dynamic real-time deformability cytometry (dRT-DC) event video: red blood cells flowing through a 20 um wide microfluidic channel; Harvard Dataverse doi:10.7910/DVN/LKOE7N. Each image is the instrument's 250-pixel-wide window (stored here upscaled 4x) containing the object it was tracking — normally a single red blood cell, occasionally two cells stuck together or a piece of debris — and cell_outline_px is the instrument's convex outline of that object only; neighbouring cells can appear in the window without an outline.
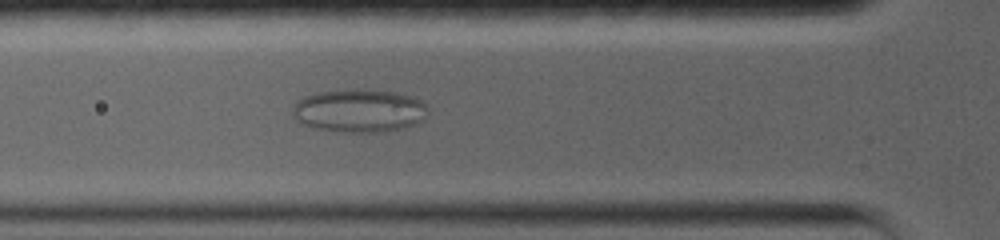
{"species": "common noctule bat (a hibernating species)", "species_latin": "Nyctalus noctula", "temperature_condition": "warm", "stored_images_in_passage": 34, "camera_frame_rate_fps": 5000, "um_per_image_px": 0.085, "animal": {"sex": "female", "body_mass_g": 19.0, "forearm_length_mm": 56.7}, "frame": {"image": 1, "passage_image": 6, "time_ms": 1.0, "image_size_px": [1000, 240], "cell_outline_px": [[428, 112], [424, 120], [400, 128], [380, 132], [348, 132], [312, 128], [296, 120], [292, 116], [292, 112], [296, 104], [304, 96], [320, 92], [392, 92], [412, 96], [420, 100], [424, 104]], "centroid_in_image_um": [30.53, 9.46], "position_along_channel_um": 95.3, "area_um2": 32.77}}
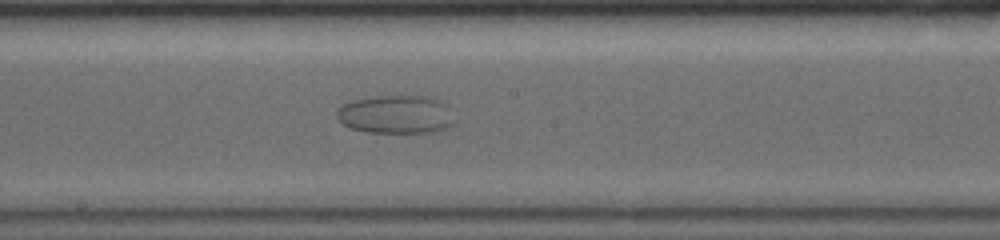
{"frame": {"image": 2, "passage_image": 24, "time_ms": 4.6, "image_size_px": [1000, 240], "cell_outline_px": [[452, 124], [444, 128], [432, 132], [368, 132], [352, 128], [344, 124], [336, 116], [336, 112], [344, 104], [352, 100], [376, 96], [432, 96], [448, 104]], "centroid_in_image_um": [33.65, 9.71], "position_along_channel_um": 214.5, "area_um2": 26.01}}
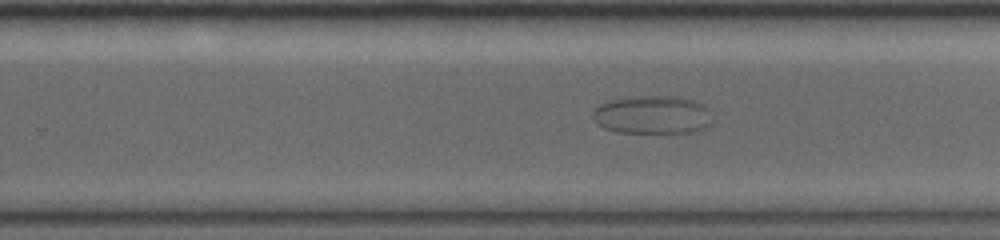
{"frame": {"image": 3, "passage_image": 33, "time_ms": 6.4, "image_size_px": [1000, 240], "cell_outline_px": [[704, 124], [688, 132], [620, 132], [604, 128], [600, 124], [592, 112], [600, 104], [624, 96], [676, 96], [692, 100], [700, 104], [704, 108]], "centroid_in_image_um": [55.28, 9.72], "position_along_channel_um": 274.5, "area_um2": 25.2}}